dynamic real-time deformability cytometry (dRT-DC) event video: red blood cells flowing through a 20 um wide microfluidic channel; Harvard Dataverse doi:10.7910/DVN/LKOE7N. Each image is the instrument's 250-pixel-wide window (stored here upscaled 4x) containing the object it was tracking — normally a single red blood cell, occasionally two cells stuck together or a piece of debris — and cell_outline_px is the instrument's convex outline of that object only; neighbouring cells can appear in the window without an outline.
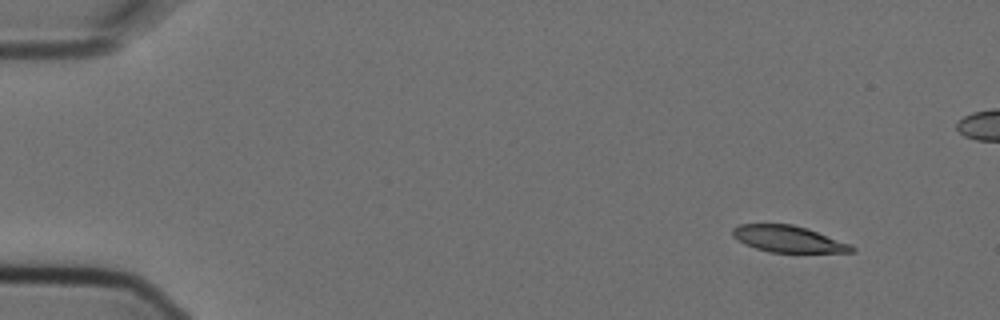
{"species": "Egyptian fruit bat (a non-hibernating species)", "species_latin": "Rousettus aegyptiacus", "temperature_condition": "cold", "stored_images_in_passage": 11, "camera_frame_rate_fps": 3000, "um_per_image_px": 0.085, "animal": {"sex": "female"}, "frame": {"image": 1, "passage_image": 1, "time_ms": 0.0, "image_size_px": [1000, 320], "cell_outline_px": [[856, 252], [768, 252], [744, 244], [732, 236], [732, 228], [740, 224], [792, 224], [808, 228], [852, 244], [856, 248]], "centroid_in_image_um": [67.03, 20.31], "position_along_channel_um": 18.0, "area_um2": 18.55}}
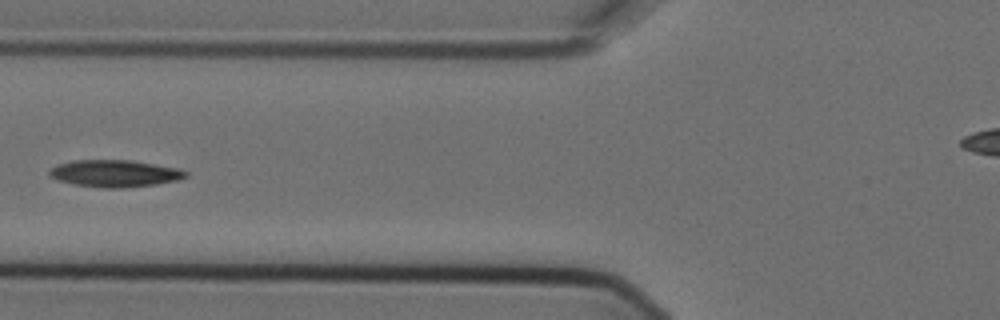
{"frame": {"image": 2, "passage_image": 5, "time_ms": 1.333, "image_size_px": [1000, 320], "cell_outline_px": [[188, 176], [176, 180], [156, 184], [124, 188], [104, 188], [72, 184], [56, 180], [48, 176], [48, 172], [56, 164], [76, 160], [128, 160], [176, 168], [188, 172]], "centroid_in_image_um": [9.69, 14.75], "position_along_channel_um": 116.1, "area_um2": 21.39}}